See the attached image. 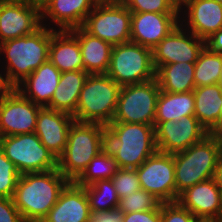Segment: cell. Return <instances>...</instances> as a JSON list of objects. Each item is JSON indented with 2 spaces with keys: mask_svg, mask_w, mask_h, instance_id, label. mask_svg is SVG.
<instances>
[{
  "mask_svg": "<svg viewBox=\"0 0 222 222\" xmlns=\"http://www.w3.org/2000/svg\"><path fill=\"white\" fill-rule=\"evenodd\" d=\"M69 182L58 168L22 174L12 199L24 222H42Z\"/></svg>",
  "mask_w": 222,
  "mask_h": 222,
  "instance_id": "obj_1",
  "label": "cell"
},
{
  "mask_svg": "<svg viewBox=\"0 0 222 222\" xmlns=\"http://www.w3.org/2000/svg\"><path fill=\"white\" fill-rule=\"evenodd\" d=\"M106 133V148L118 168L136 169L158 151L154 125L111 122Z\"/></svg>",
  "mask_w": 222,
  "mask_h": 222,
  "instance_id": "obj_2",
  "label": "cell"
},
{
  "mask_svg": "<svg viewBox=\"0 0 222 222\" xmlns=\"http://www.w3.org/2000/svg\"><path fill=\"white\" fill-rule=\"evenodd\" d=\"M52 35L53 29L42 25L30 35L0 43V62L15 87L48 60Z\"/></svg>",
  "mask_w": 222,
  "mask_h": 222,
  "instance_id": "obj_3",
  "label": "cell"
},
{
  "mask_svg": "<svg viewBox=\"0 0 222 222\" xmlns=\"http://www.w3.org/2000/svg\"><path fill=\"white\" fill-rule=\"evenodd\" d=\"M106 126L74 121L68 131L64 153L58 158V170L74 182L89 162L106 148Z\"/></svg>",
  "mask_w": 222,
  "mask_h": 222,
  "instance_id": "obj_4",
  "label": "cell"
},
{
  "mask_svg": "<svg viewBox=\"0 0 222 222\" xmlns=\"http://www.w3.org/2000/svg\"><path fill=\"white\" fill-rule=\"evenodd\" d=\"M221 155L222 144L212 133L186 150L174 153L176 202L187 188L214 177Z\"/></svg>",
  "mask_w": 222,
  "mask_h": 222,
  "instance_id": "obj_5",
  "label": "cell"
},
{
  "mask_svg": "<svg viewBox=\"0 0 222 222\" xmlns=\"http://www.w3.org/2000/svg\"><path fill=\"white\" fill-rule=\"evenodd\" d=\"M120 90L107 74H89L79 94L75 121L107 126L115 116Z\"/></svg>",
  "mask_w": 222,
  "mask_h": 222,
  "instance_id": "obj_6",
  "label": "cell"
},
{
  "mask_svg": "<svg viewBox=\"0 0 222 222\" xmlns=\"http://www.w3.org/2000/svg\"><path fill=\"white\" fill-rule=\"evenodd\" d=\"M106 74L120 86L155 79L152 49L133 42L113 45Z\"/></svg>",
  "mask_w": 222,
  "mask_h": 222,
  "instance_id": "obj_7",
  "label": "cell"
},
{
  "mask_svg": "<svg viewBox=\"0 0 222 222\" xmlns=\"http://www.w3.org/2000/svg\"><path fill=\"white\" fill-rule=\"evenodd\" d=\"M5 156L19 173L45 172L58 168V159L33 133L0 137Z\"/></svg>",
  "mask_w": 222,
  "mask_h": 222,
  "instance_id": "obj_8",
  "label": "cell"
},
{
  "mask_svg": "<svg viewBox=\"0 0 222 222\" xmlns=\"http://www.w3.org/2000/svg\"><path fill=\"white\" fill-rule=\"evenodd\" d=\"M82 28L112 45L127 43L131 35V12L122 2H98Z\"/></svg>",
  "mask_w": 222,
  "mask_h": 222,
  "instance_id": "obj_9",
  "label": "cell"
},
{
  "mask_svg": "<svg viewBox=\"0 0 222 222\" xmlns=\"http://www.w3.org/2000/svg\"><path fill=\"white\" fill-rule=\"evenodd\" d=\"M160 87L156 79L121 86L112 122L154 125Z\"/></svg>",
  "mask_w": 222,
  "mask_h": 222,
  "instance_id": "obj_10",
  "label": "cell"
},
{
  "mask_svg": "<svg viewBox=\"0 0 222 222\" xmlns=\"http://www.w3.org/2000/svg\"><path fill=\"white\" fill-rule=\"evenodd\" d=\"M141 189L162 203L176 202L174 154L157 151L136 168Z\"/></svg>",
  "mask_w": 222,
  "mask_h": 222,
  "instance_id": "obj_11",
  "label": "cell"
},
{
  "mask_svg": "<svg viewBox=\"0 0 222 222\" xmlns=\"http://www.w3.org/2000/svg\"><path fill=\"white\" fill-rule=\"evenodd\" d=\"M41 26V6L34 1L0 0V43L30 35Z\"/></svg>",
  "mask_w": 222,
  "mask_h": 222,
  "instance_id": "obj_12",
  "label": "cell"
},
{
  "mask_svg": "<svg viewBox=\"0 0 222 222\" xmlns=\"http://www.w3.org/2000/svg\"><path fill=\"white\" fill-rule=\"evenodd\" d=\"M205 47V41L185 29L180 23L153 49L155 70L177 62L195 63Z\"/></svg>",
  "mask_w": 222,
  "mask_h": 222,
  "instance_id": "obj_13",
  "label": "cell"
},
{
  "mask_svg": "<svg viewBox=\"0 0 222 222\" xmlns=\"http://www.w3.org/2000/svg\"><path fill=\"white\" fill-rule=\"evenodd\" d=\"M42 106L25 98L17 89L0 98V137L33 133Z\"/></svg>",
  "mask_w": 222,
  "mask_h": 222,
  "instance_id": "obj_14",
  "label": "cell"
},
{
  "mask_svg": "<svg viewBox=\"0 0 222 222\" xmlns=\"http://www.w3.org/2000/svg\"><path fill=\"white\" fill-rule=\"evenodd\" d=\"M208 134L195 115L184 116L179 121L161 122L155 128L158 151L169 154L186 150Z\"/></svg>",
  "mask_w": 222,
  "mask_h": 222,
  "instance_id": "obj_15",
  "label": "cell"
},
{
  "mask_svg": "<svg viewBox=\"0 0 222 222\" xmlns=\"http://www.w3.org/2000/svg\"><path fill=\"white\" fill-rule=\"evenodd\" d=\"M179 21L205 41L222 29V4L216 0H187L179 8Z\"/></svg>",
  "mask_w": 222,
  "mask_h": 222,
  "instance_id": "obj_16",
  "label": "cell"
},
{
  "mask_svg": "<svg viewBox=\"0 0 222 222\" xmlns=\"http://www.w3.org/2000/svg\"><path fill=\"white\" fill-rule=\"evenodd\" d=\"M97 3V0H46L41 5V23L53 30L82 27Z\"/></svg>",
  "mask_w": 222,
  "mask_h": 222,
  "instance_id": "obj_17",
  "label": "cell"
},
{
  "mask_svg": "<svg viewBox=\"0 0 222 222\" xmlns=\"http://www.w3.org/2000/svg\"><path fill=\"white\" fill-rule=\"evenodd\" d=\"M179 23V13H131L130 42L153 49Z\"/></svg>",
  "mask_w": 222,
  "mask_h": 222,
  "instance_id": "obj_18",
  "label": "cell"
},
{
  "mask_svg": "<svg viewBox=\"0 0 222 222\" xmlns=\"http://www.w3.org/2000/svg\"><path fill=\"white\" fill-rule=\"evenodd\" d=\"M177 202L196 218L219 221L222 215V192L213 178L187 188Z\"/></svg>",
  "mask_w": 222,
  "mask_h": 222,
  "instance_id": "obj_19",
  "label": "cell"
},
{
  "mask_svg": "<svg viewBox=\"0 0 222 222\" xmlns=\"http://www.w3.org/2000/svg\"><path fill=\"white\" fill-rule=\"evenodd\" d=\"M74 121L72 115L42 107L37 115L34 133L58 159L64 153L68 131Z\"/></svg>",
  "mask_w": 222,
  "mask_h": 222,
  "instance_id": "obj_20",
  "label": "cell"
},
{
  "mask_svg": "<svg viewBox=\"0 0 222 222\" xmlns=\"http://www.w3.org/2000/svg\"><path fill=\"white\" fill-rule=\"evenodd\" d=\"M90 213L85 188L69 182L42 222H88Z\"/></svg>",
  "mask_w": 222,
  "mask_h": 222,
  "instance_id": "obj_21",
  "label": "cell"
},
{
  "mask_svg": "<svg viewBox=\"0 0 222 222\" xmlns=\"http://www.w3.org/2000/svg\"><path fill=\"white\" fill-rule=\"evenodd\" d=\"M61 72L48 59L27 76L16 89L27 99L42 107H46L56 90Z\"/></svg>",
  "mask_w": 222,
  "mask_h": 222,
  "instance_id": "obj_22",
  "label": "cell"
},
{
  "mask_svg": "<svg viewBox=\"0 0 222 222\" xmlns=\"http://www.w3.org/2000/svg\"><path fill=\"white\" fill-rule=\"evenodd\" d=\"M48 59L61 73L84 70L79 41L70 30H53Z\"/></svg>",
  "mask_w": 222,
  "mask_h": 222,
  "instance_id": "obj_23",
  "label": "cell"
},
{
  "mask_svg": "<svg viewBox=\"0 0 222 222\" xmlns=\"http://www.w3.org/2000/svg\"><path fill=\"white\" fill-rule=\"evenodd\" d=\"M78 39L84 71L88 74H106L113 45L87 33L82 27L70 30Z\"/></svg>",
  "mask_w": 222,
  "mask_h": 222,
  "instance_id": "obj_24",
  "label": "cell"
},
{
  "mask_svg": "<svg viewBox=\"0 0 222 222\" xmlns=\"http://www.w3.org/2000/svg\"><path fill=\"white\" fill-rule=\"evenodd\" d=\"M88 75L84 70L61 73L59 84L46 107L73 116L78 105L79 94Z\"/></svg>",
  "mask_w": 222,
  "mask_h": 222,
  "instance_id": "obj_25",
  "label": "cell"
},
{
  "mask_svg": "<svg viewBox=\"0 0 222 222\" xmlns=\"http://www.w3.org/2000/svg\"><path fill=\"white\" fill-rule=\"evenodd\" d=\"M195 112L200 124L209 132L220 125L222 86L218 84L196 87L193 90Z\"/></svg>",
  "mask_w": 222,
  "mask_h": 222,
  "instance_id": "obj_26",
  "label": "cell"
},
{
  "mask_svg": "<svg viewBox=\"0 0 222 222\" xmlns=\"http://www.w3.org/2000/svg\"><path fill=\"white\" fill-rule=\"evenodd\" d=\"M195 63L177 62L159 66L155 79L161 91L171 93L190 92L195 89Z\"/></svg>",
  "mask_w": 222,
  "mask_h": 222,
  "instance_id": "obj_27",
  "label": "cell"
},
{
  "mask_svg": "<svg viewBox=\"0 0 222 222\" xmlns=\"http://www.w3.org/2000/svg\"><path fill=\"white\" fill-rule=\"evenodd\" d=\"M195 102L193 91L171 93L160 91L157 99L154 127L161 122L179 121L184 116L194 115Z\"/></svg>",
  "mask_w": 222,
  "mask_h": 222,
  "instance_id": "obj_28",
  "label": "cell"
},
{
  "mask_svg": "<svg viewBox=\"0 0 222 222\" xmlns=\"http://www.w3.org/2000/svg\"><path fill=\"white\" fill-rule=\"evenodd\" d=\"M118 169L115 158L105 148L89 162L74 183L80 187H86L98 180L111 179Z\"/></svg>",
  "mask_w": 222,
  "mask_h": 222,
  "instance_id": "obj_29",
  "label": "cell"
},
{
  "mask_svg": "<svg viewBox=\"0 0 222 222\" xmlns=\"http://www.w3.org/2000/svg\"><path fill=\"white\" fill-rule=\"evenodd\" d=\"M222 72V54L209 50L206 46L195 62V88L218 84Z\"/></svg>",
  "mask_w": 222,
  "mask_h": 222,
  "instance_id": "obj_30",
  "label": "cell"
},
{
  "mask_svg": "<svg viewBox=\"0 0 222 222\" xmlns=\"http://www.w3.org/2000/svg\"><path fill=\"white\" fill-rule=\"evenodd\" d=\"M84 188L90 211H108L118 207L120 199L111 179L98 180Z\"/></svg>",
  "mask_w": 222,
  "mask_h": 222,
  "instance_id": "obj_31",
  "label": "cell"
},
{
  "mask_svg": "<svg viewBox=\"0 0 222 222\" xmlns=\"http://www.w3.org/2000/svg\"><path fill=\"white\" fill-rule=\"evenodd\" d=\"M162 202L151 193L140 189L119 200L118 207L124 214L159 209Z\"/></svg>",
  "mask_w": 222,
  "mask_h": 222,
  "instance_id": "obj_32",
  "label": "cell"
},
{
  "mask_svg": "<svg viewBox=\"0 0 222 222\" xmlns=\"http://www.w3.org/2000/svg\"><path fill=\"white\" fill-rule=\"evenodd\" d=\"M20 176L16 166L5 156L0 145V197L13 198Z\"/></svg>",
  "mask_w": 222,
  "mask_h": 222,
  "instance_id": "obj_33",
  "label": "cell"
},
{
  "mask_svg": "<svg viewBox=\"0 0 222 222\" xmlns=\"http://www.w3.org/2000/svg\"><path fill=\"white\" fill-rule=\"evenodd\" d=\"M122 3L131 13H179L172 0H123Z\"/></svg>",
  "mask_w": 222,
  "mask_h": 222,
  "instance_id": "obj_34",
  "label": "cell"
},
{
  "mask_svg": "<svg viewBox=\"0 0 222 222\" xmlns=\"http://www.w3.org/2000/svg\"><path fill=\"white\" fill-rule=\"evenodd\" d=\"M119 199L141 189L136 169L119 168L111 178Z\"/></svg>",
  "mask_w": 222,
  "mask_h": 222,
  "instance_id": "obj_35",
  "label": "cell"
},
{
  "mask_svg": "<svg viewBox=\"0 0 222 222\" xmlns=\"http://www.w3.org/2000/svg\"><path fill=\"white\" fill-rule=\"evenodd\" d=\"M197 219L178 202L161 204V222H195Z\"/></svg>",
  "mask_w": 222,
  "mask_h": 222,
  "instance_id": "obj_36",
  "label": "cell"
},
{
  "mask_svg": "<svg viewBox=\"0 0 222 222\" xmlns=\"http://www.w3.org/2000/svg\"><path fill=\"white\" fill-rule=\"evenodd\" d=\"M0 222H24L12 198L0 197Z\"/></svg>",
  "mask_w": 222,
  "mask_h": 222,
  "instance_id": "obj_37",
  "label": "cell"
},
{
  "mask_svg": "<svg viewBox=\"0 0 222 222\" xmlns=\"http://www.w3.org/2000/svg\"><path fill=\"white\" fill-rule=\"evenodd\" d=\"M124 212L119 208L108 211H91L88 222H123Z\"/></svg>",
  "mask_w": 222,
  "mask_h": 222,
  "instance_id": "obj_38",
  "label": "cell"
},
{
  "mask_svg": "<svg viewBox=\"0 0 222 222\" xmlns=\"http://www.w3.org/2000/svg\"><path fill=\"white\" fill-rule=\"evenodd\" d=\"M123 222H161V207L159 209L124 214Z\"/></svg>",
  "mask_w": 222,
  "mask_h": 222,
  "instance_id": "obj_39",
  "label": "cell"
},
{
  "mask_svg": "<svg viewBox=\"0 0 222 222\" xmlns=\"http://www.w3.org/2000/svg\"><path fill=\"white\" fill-rule=\"evenodd\" d=\"M0 98L12 93L16 87L9 80L5 67L0 62Z\"/></svg>",
  "mask_w": 222,
  "mask_h": 222,
  "instance_id": "obj_40",
  "label": "cell"
},
{
  "mask_svg": "<svg viewBox=\"0 0 222 222\" xmlns=\"http://www.w3.org/2000/svg\"><path fill=\"white\" fill-rule=\"evenodd\" d=\"M205 46L212 52L222 54V29L208 37L205 40Z\"/></svg>",
  "mask_w": 222,
  "mask_h": 222,
  "instance_id": "obj_41",
  "label": "cell"
},
{
  "mask_svg": "<svg viewBox=\"0 0 222 222\" xmlns=\"http://www.w3.org/2000/svg\"><path fill=\"white\" fill-rule=\"evenodd\" d=\"M213 179L222 192V155L218 160Z\"/></svg>",
  "mask_w": 222,
  "mask_h": 222,
  "instance_id": "obj_42",
  "label": "cell"
},
{
  "mask_svg": "<svg viewBox=\"0 0 222 222\" xmlns=\"http://www.w3.org/2000/svg\"><path fill=\"white\" fill-rule=\"evenodd\" d=\"M222 144V122L212 133Z\"/></svg>",
  "mask_w": 222,
  "mask_h": 222,
  "instance_id": "obj_43",
  "label": "cell"
},
{
  "mask_svg": "<svg viewBox=\"0 0 222 222\" xmlns=\"http://www.w3.org/2000/svg\"><path fill=\"white\" fill-rule=\"evenodd\" d=\"M195 222H219V221L215 220V219H202V218H198Z\"/></svg>",
  "mask_w": 222,
  "mask_h": 222,
  "instance_id": "obj_44",
  "label": "cell"
},
{
  "mask_svg": "<svg viewBox=\"0 0 222 222\" xmlns=\"http://www.w3.org/2000/svg\"><path fill=\"white\" fill-rule=\"evenodd\" d=\"M180 8L187 0H172Z\"/></svg>",
  "mask_w": 222,
  "mask_h": 222,
  "instance_id": "obj_45",
  "label": "cell"
},
{
  "mask_svg": "<svg viewBox=\"0 0 222 222\" xmlns=\"http://www.w3.org/2000/svg\"><path fill=\"white\" fill-rule=\"evenodd\" d=\"M98 2H122L123 0H97Z\"/></svg>",
  "mask_w": 222,
  "mask_h": 222,
  "instance_id": "obj_46",
  "label": "cell"
},
{
  "mask_svg": "<svg viewBox=\"0 0 222 222\" xmlns=\"http://www.w3.org/2000/svg\"><path fill=\"white\" fill-rule=\"evenodd\" d=\"M32 1L41 6L46 0H32Z\"/></svg>",
  "mask_w": 222,
  "mask_h": 222,
  "instance_id": "obj_47",
  "label": "cell"
},
{
  "mask_svg": "<svg viewBox=\"0 0 222 222\" xmlns=\"http://www.w3.org/2000/svg\"><path fill=\"white\" fill-rule=\"evenodd\" d=\"M222 122V104H221V109H220V123Z\"/></svg>",
  "mask_w": 222,
  "mask_h": 222,
  "instance_id": "obj_48",
  "label": "cell"
},
{
  "mask_svg": "<svg viewBox=\"0 0 222 222\" xmlns=\"http://www.w3.org/2000/svg\"><path fill=\"white\" fill-rule=\"evenodd\" d=\"M219 84L222 86V72H221V75H220V81H219Z\"/></svg>",
  "mask_w": 222,
  "mask_h": 222,
  "instance_id": "obj_49",
  "label": "cell"
}]
</instances>
